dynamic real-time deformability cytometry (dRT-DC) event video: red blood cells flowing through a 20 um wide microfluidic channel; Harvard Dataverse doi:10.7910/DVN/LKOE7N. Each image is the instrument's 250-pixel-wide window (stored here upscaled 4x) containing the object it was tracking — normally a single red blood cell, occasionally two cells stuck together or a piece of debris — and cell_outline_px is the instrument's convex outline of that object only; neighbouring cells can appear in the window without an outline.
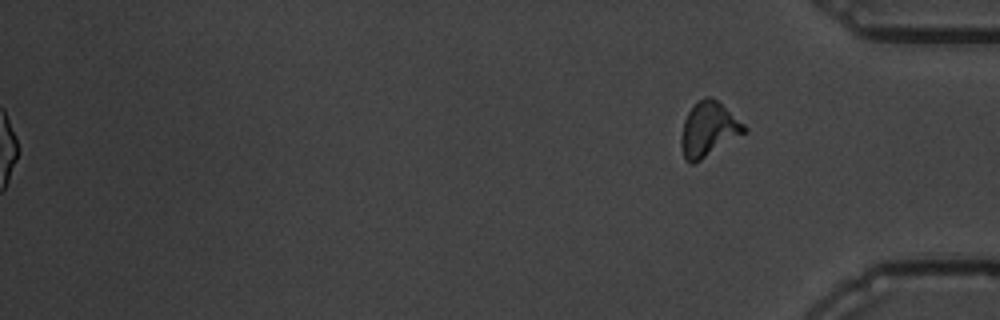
{"species": "common noctule bat (a hibernating species)", "species_latin": "Nyctalus noctula", "temperature_condition": "warm", "stored_images_in_passage": 16, "segment_of_instrument_passage": [2, 2], "camera_frame_rate_fps": 3000, "um_per_image_px": 0.085, "animal": {"sex": "male", "body_mass_g": 19.5, "forearm_length_mm": 54.6}, "frame": {"image": 1, "passage_image": 16, "time_ms": 19.333, "image_size_px": [1000, 320], "cell_outline_px": [[748, 132], [700, 160], [692, 164], [688, 164], [684, 156], [680, 144], [680, 136], [684, 120], [688, 112], [704, 96], [708, 96], [716, 100], [744, 124], [748, 128]], "centroid_in_image_um": [60.23, 11.02], "position_along_channel_um": 375.0, "area_um2": 19.88}}